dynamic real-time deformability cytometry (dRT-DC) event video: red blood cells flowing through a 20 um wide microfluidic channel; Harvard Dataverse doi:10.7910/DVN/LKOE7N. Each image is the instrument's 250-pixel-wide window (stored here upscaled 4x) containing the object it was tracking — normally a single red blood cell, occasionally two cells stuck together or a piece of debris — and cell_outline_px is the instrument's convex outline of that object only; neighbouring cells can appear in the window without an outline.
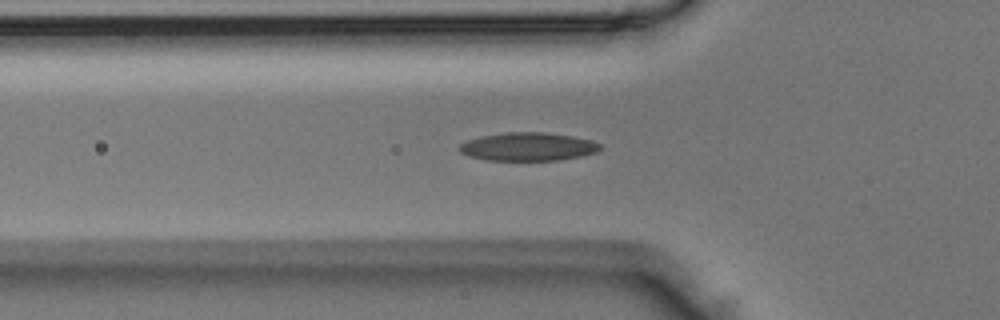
{"species": "Egyptian fruit bat (a non-hibernating species)", "species_latin": "Rousettus aegyptiacus", "temperature_condition": "room temperature", "stored_images_in_passage": 36, "camera_frame_rate_fps": 3000, "um_per_image_px": 0.085, "animal": {"sex": "male"}, "frame": {"image": 1, "passage_image": 5, "time_ms": 1.333, "image_size_px": [1000, 320], "cell_outline_px": [[600, 148], [596, 152], [580, 156], [560, 160], [488, 160], [468, 156], [460, 152], [456, 148], [460, 144], [468, 140], [480, 136], [508, 132], [544, 132], [572, 136], [592, 140], [600, 144]], "centroid_in_image_um": [44.85, 12.46], "position_along_channel_um": 81.0, "area_um2": 23.18}}
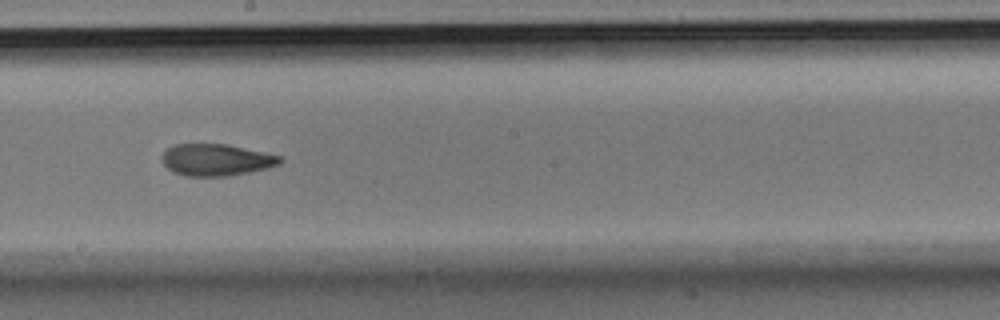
{"frame": {"image": 2, "passage_image": 16, "time_ms": 5.0, "image_size_px": [1000, 320], "cell_outline_px": [[284, 160], [280, 164], [268, 168], [228, 176], [184, 176], [172, 172], [164, 164], [164, 152], [168, 148], [176, 144], [228, 144], [284, 156]], "centroid_in_image_um": [18.45, 13.59], "position_along_channel_um": 229.7, "area_um2": 21.96}}
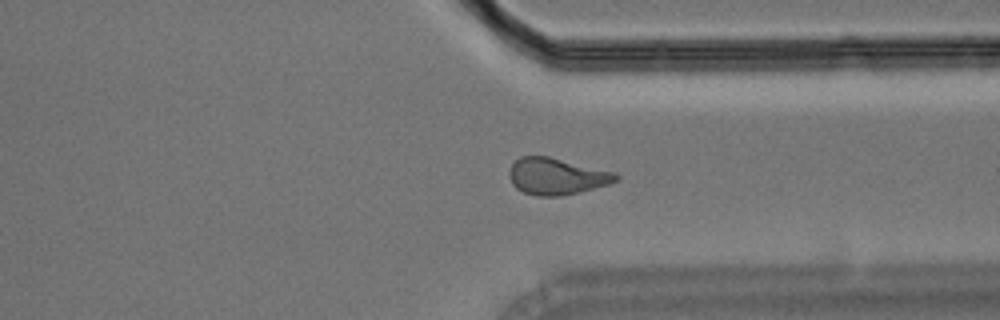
{"frame": {"image": 3, "passage_image": 26, "time_ms": 8.333, "image_size_px": [1000, 320], "cell_outline_px": [[620, 176], [616, 180], [608, 184], [580, 192], [560, 196], [536, 196], [524, 192], [516, 188], [512, 184], [508, 176], [508, 172], [512, 164], [520, 156], [548, 156], [616, 172]], "centroid_in_image_um": [47.29, 14.98], "position_along_channel_um": 364.1, "area_um2": 22.83}}